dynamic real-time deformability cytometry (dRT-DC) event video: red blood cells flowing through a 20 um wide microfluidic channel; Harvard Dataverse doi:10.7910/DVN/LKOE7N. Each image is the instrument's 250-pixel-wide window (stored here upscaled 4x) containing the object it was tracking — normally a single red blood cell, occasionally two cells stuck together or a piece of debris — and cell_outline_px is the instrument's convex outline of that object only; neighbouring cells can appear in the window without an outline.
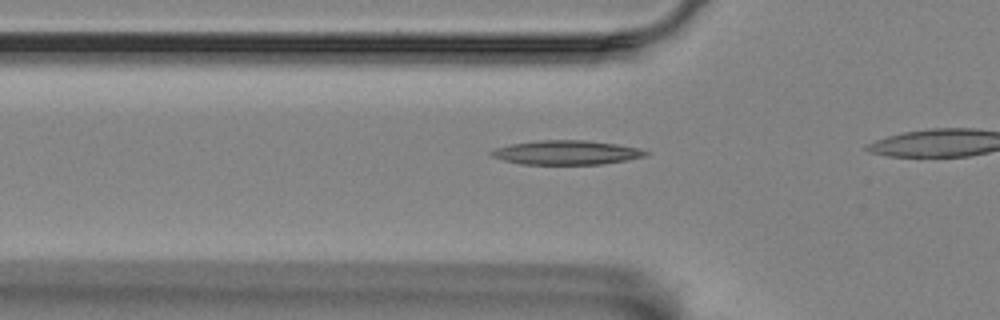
{"species": "Egyptian fruit bat (a non-hibernating species)", "species_latin": "Rousettus aegyptiacus", "temperature_condition": "room temperature", "stored_images_in_passage": 12, "camera_frame_rate_fps": 3000, "um_per_image_px": 0.085, "animal": {"sex": "female"}, "frame": {"image": 1, "passage_image": 6, "time_ms": 1.667, "image_size_px": [1000, 320], "cell_outline_px": [[652, 152], [648, 156], [628, 160], [600, 164], [520, 164], [504, 160], [492, 156], [488, 152], [496, 148], [512, 144], [540, 140], [584, 140], [616, 144], [636, 148]], "centroid_in_image_um": [48.18, 12.97], "position_along_channel_um": 77.6, "area_um2": 21.68}}
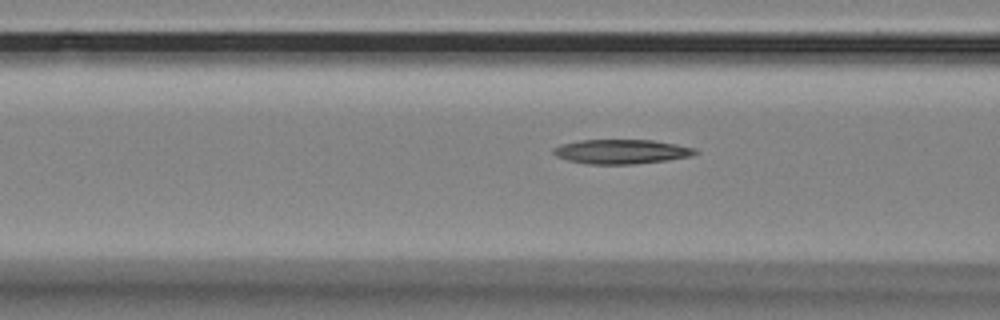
{"frame": {"image": 2, "passage_image": 9, "time_ms": 2.667, "image_size_px": [1000, 320], "cell_outline_px": [[700, 152], [688, 156], [668, 160], [632, 164], [588, 164], [568, 160], [556, 156], [552, 152], [552, 148], [560, 144], [580, 140], [652, 140], [676, 144], [696, 148]], "centroid_in_image_um": [52.8, 12.88], "position_along_channel_um": 113.8, "area_um2": 20.17}}